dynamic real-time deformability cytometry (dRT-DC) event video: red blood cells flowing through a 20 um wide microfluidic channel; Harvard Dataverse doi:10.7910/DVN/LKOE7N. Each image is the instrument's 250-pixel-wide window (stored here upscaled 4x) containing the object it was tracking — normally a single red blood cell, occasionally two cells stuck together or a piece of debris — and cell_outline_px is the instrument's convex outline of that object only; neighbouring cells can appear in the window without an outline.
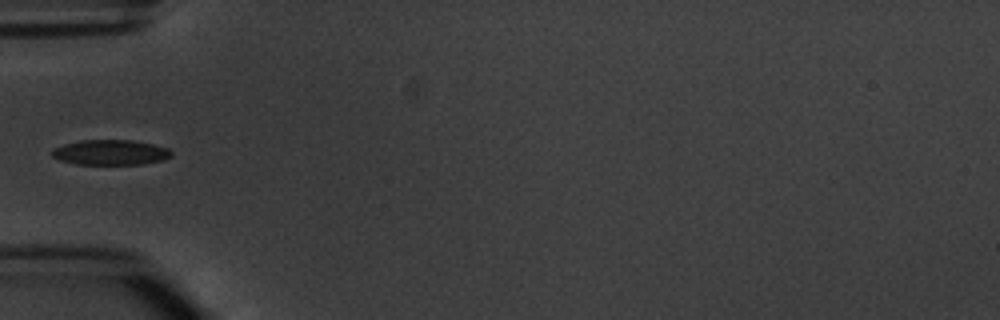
{"species": "common noctule bat (a hibernating species)", "species_latin": "Nyctalus noctula", "temperature_condition": "warm", "stored_images_in_passage": 5, "camera_frame_rate_fps": 3000, "um_per_image_px": 0.085, "animal": {"sex": "male", "body_mass_g": 20.1, "forearm_length_mm": 53.5}, "frame": {"image": 1, "passage_image": 5, "time_ms": 5.333, "image_size_px": [1000, 320], "cell_outline_px": [[172, 156], [164, 160], [144, 164], [76, 164], [60, 160], [52, 156], [52, 148], [64, 144], [80, 140], [132, 140], [152, 144], [168, 148], [172, 152]], "centroid_in_image_um": [9.4, 12.95], "position_along_channel_um": 75.6, "area_um2": 17.57}}